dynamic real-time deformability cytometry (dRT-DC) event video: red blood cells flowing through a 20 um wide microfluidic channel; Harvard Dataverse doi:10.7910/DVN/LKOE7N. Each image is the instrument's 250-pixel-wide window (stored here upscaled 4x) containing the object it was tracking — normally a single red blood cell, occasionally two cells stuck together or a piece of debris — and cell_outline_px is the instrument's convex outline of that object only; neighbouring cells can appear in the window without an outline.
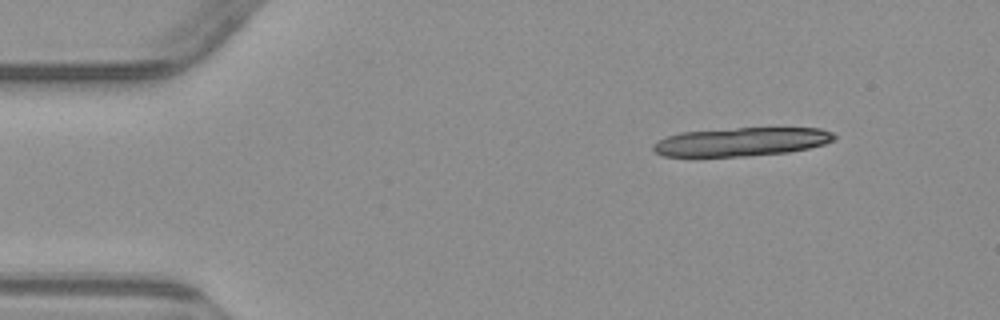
{"species": "common noctule bat (a hibernating species)", "species_latin": "Nyctalus noctula", "temperature_condition": "warm", "stored_images_in_passage": 5, "camera_frame_rate_fps": 3000, "um_per_image_px": 0.085, "animal": {"sex": "male", "body_mass_g": 23.1, "forearm_length_mm": 52.7}, "frame": {"image": 1, "passage_image": 2, "time_ms": 1.0, "image_size_px": [1000, 320], "cell_outline_px": [[836, 140], [824, 144], [808, 148], [788, 152], [748, 156], [664, 156], [656, 152], [652, 148], [652, 144], [664, 136], [680, 132], [736, 128], [820, 128], [832, 132], [836, 136]], "centroid_in_image_um": [63.01, 12.04], "position_along_channel_um": 22.0, "area_um2": 30.23}}
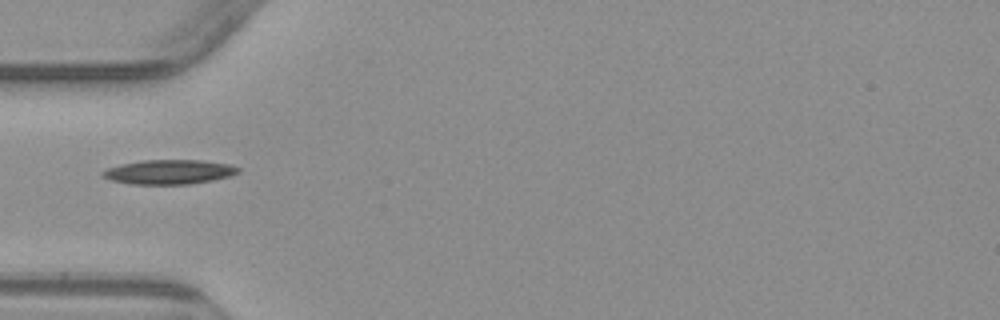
{"frame": {"image": 2, "passage_image": 5, "time_ms": 4.667, "image_size_px": [1000, 320], "cell_outline_px": [[240, 172], [232, 176], [212, 180], [188, 184], [132, 184], [112, 180], [100, 176], [100, 172], [108, 168], [120, 164], [140, 160], [200, 160], [228, 164], [240, 168]], "centroid_in_image_um": [14.36, 14.61], "position_along_channel_um": 70.6, "area_um2": 19.36}}